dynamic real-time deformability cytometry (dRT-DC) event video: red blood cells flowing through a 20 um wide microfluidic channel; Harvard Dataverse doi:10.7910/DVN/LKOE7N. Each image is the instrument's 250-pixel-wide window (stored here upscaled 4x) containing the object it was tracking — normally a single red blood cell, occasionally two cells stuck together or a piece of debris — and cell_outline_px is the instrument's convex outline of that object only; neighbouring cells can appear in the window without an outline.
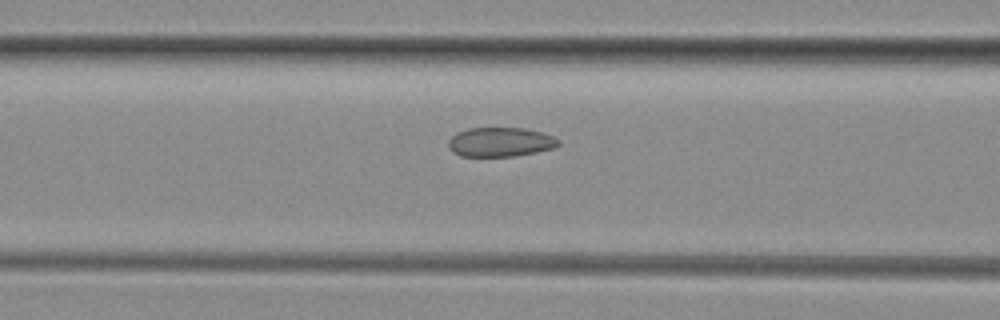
{"species": "common noctule bat (a hibernating species)", "species_latin": "Nyctalus noctula", "temperature_condition": "room temperature", "stored_images_in_passage": 31, "camera_frame_rate_fps": 3000, "um_per_image_px": 0.085, "animal": {"sex": "female", "body_mass_g": 29.2, "forearm_length_mm": 56.3}, "frame": {"image": 1, "passage_image": 10, "time_ms": 3.0, "image_size_px": [1000, 320], "cell_outline_px": [[560, 144], [556, 148], [516, 156], [460, 156], [452, 152], [448, 148], [448, 140], [456, 132], [468, 128], [524, 128], [540, 132], [552, 136], [560, 140]], "centroid_in_image_um": [42.51, 12.08], "position_along_channel_um": 124.1, "area_um2": 18.96}}
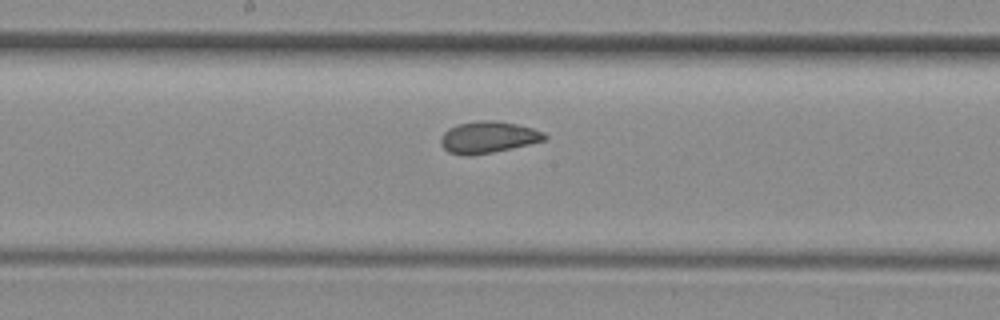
{"frame": {"image": 2, "passage_image": 16, "time_ms": 5.0, "image_size_px": [1000, 320], "cell_outline_px": [[548, 136], [544, 140], [512, 148], [472, 156], [460, 156], [448, 152], [440, 144], [440, 136], [448, 128], [456, 124], [480, 120], [496, 120], [516, 124], [532, 128], [544, 132]], "centroid_in_image_um": [41.44, 11.67], "position_along_channel_um": 206.8, "area_um2": 19.36}}
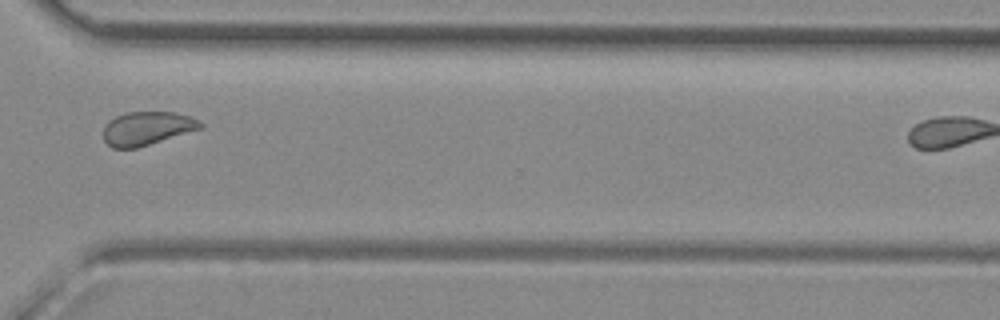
{"frame": {"image": 3, "passage_image": 27, "time_ms": 8.667, "image_size_px": [1000, 320], "cell_outline_px": [[204, 128], [136, 148], [112, 148], [104, 140], [104, 128], [108, 120], [116, 116], [128, 112], [172, 112], [188, 116], [200, 120], [204, 124]], "centroid_in_image_um": [12.52, 10.91], "position_along_channel_um": 358.1, "area_um2": 18.96}}